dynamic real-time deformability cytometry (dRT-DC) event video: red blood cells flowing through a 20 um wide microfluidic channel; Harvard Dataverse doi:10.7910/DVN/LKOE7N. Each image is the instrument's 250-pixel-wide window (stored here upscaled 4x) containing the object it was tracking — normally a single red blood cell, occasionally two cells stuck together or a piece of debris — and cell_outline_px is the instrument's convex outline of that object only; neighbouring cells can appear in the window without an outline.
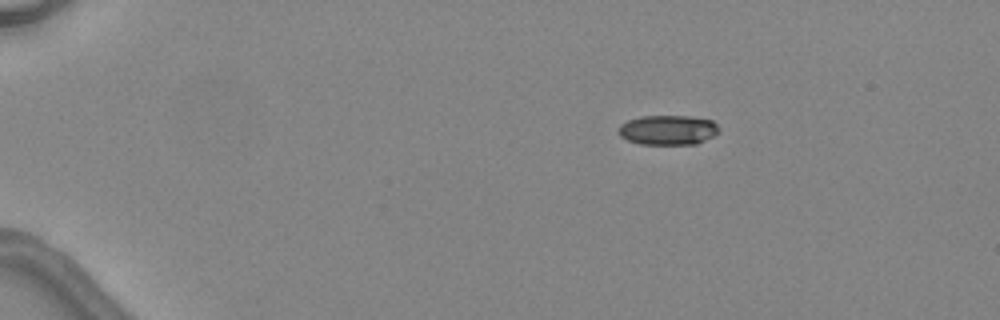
{"species": "common noctule bat (a hibernating species)", "species_latin": "Nyctalus noctula", "temperature_condition": "warm", "stored_images_in_passage": 3, "camera_frame_rate_fps": 3000, "um_per_image_px": 0.085, "animal": {"sex": "female", "body_mass_g": 24.6, "forearm_length_mm": 56.2}, "frame": {"image": 1, "passage_image": 1, "time_ms": 0.0, "image_size_px": [1000, 320], "cell_outline_px": [[720, 128], [712, 136], [696, 144], [640, 144], [628, 140], [620, 136], [616, 132], [620, 124], [628, 120], [640, 116], [688, 116], [712, 120]], "centroid_in_image_um": [56.73, 11.04], "position_along_channel_um": 28.3, "area_um2": 17.4}}
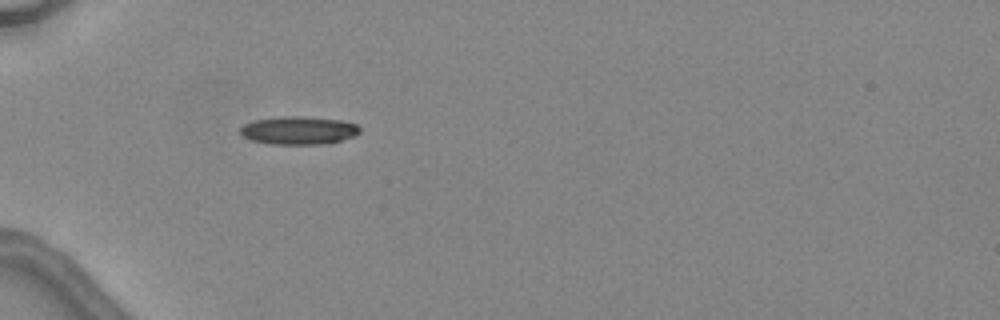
{"frame": {"image": 2, "passage_image": 3, "time_ms": 2.667, "image_size_px": [1000, 320], "cell_outline_px": [[360, 132], [352, 136], [328, 144], [272, 144], [252, 140], [244, 136], [240, 132], [240, 128], [244, 124], [256, 120], [284, 116], [300, 116], [340, 120], [356, 124], [360, 128]], "centroid_in_image_um": [25.39, 11.08], "position_along_channel_um": 59.6, "area_um2": 19.31}}